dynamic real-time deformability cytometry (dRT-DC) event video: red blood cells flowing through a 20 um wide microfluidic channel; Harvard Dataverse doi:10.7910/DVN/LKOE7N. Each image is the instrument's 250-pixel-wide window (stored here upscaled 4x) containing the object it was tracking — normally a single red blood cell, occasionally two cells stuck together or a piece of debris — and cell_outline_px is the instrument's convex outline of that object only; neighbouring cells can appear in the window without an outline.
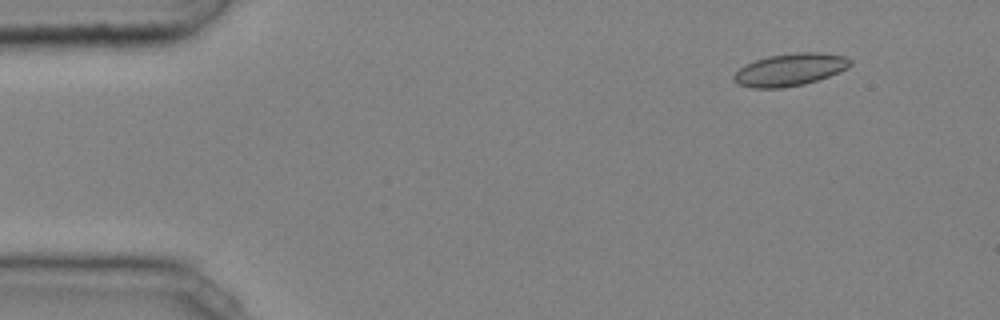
{"species": "common noctule bat (a hibernating species)", "species_latin": "Nyctalus noctula", "temperature_condition": "cold", "stored_images_in_passage": 43, "camera_frame_rate_fps": 3000, "um_per_image_px": 0.085, "animal": {"sex": "male", "body_mass_g": 20.4}, "frame": {"image": 1, "passage_image": 5, "time_ms": 1.333, "image_size_px": [1000, 320], "cell_outline_px": [[852, 64], [848, 68], [840, 72], [804, 84], [780, 88], [752, 88], [736, 84], [732, 80], [732, 76], [744, 64], [768, 56], [796, 52], [820, 52], [844, 56], [852, 60]], "centroid_in_image_um": [67.13, 5.92], "position_along_channel_um": 17.9, "area_um2": 22.14}}
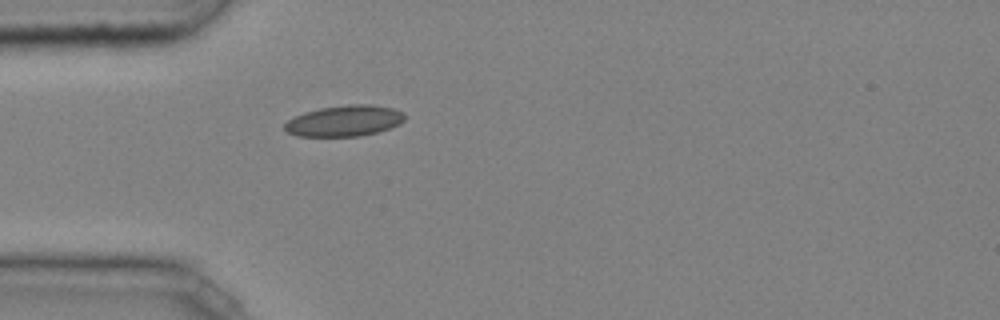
{"frame": {"image": 2, "passage_image": 14, "time_ms": 4.333, "image_size_px": [1000, 320], "cell_outline_px": [[404, 120], [400, 124], [376, 132], [360, 136], [296, 136], [288, 132], [284, 128], [284, 124], [288, 120], [304, 112], [320, 108], [348, 104], [372, 104], [392, 108], [404, 112]], "centroid_in_image_um": [29.28, 10.26], "position_along_channel_um": 55.7, "area_um2": 21.62}}
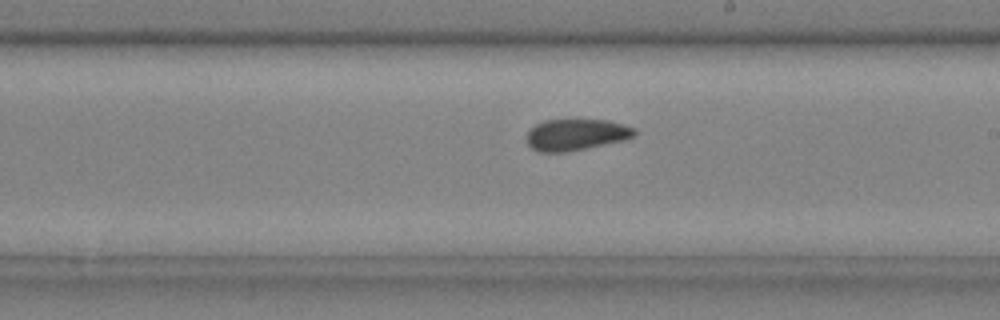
{"frame": {"image": 3, "passage_image": 28, "time_ms": 9.0, "image_size_px": [1000, 320], "cell_outline_px": [[636, 136], [624, 140], [568, 152], [540, 152], [532, 148], [528, 144], [528, 132], [536, 124], [544, 120], [608, 120], [624, 124], [636, 128]], "centroid_in_image_um": [49.01, 11.44], "position_along_channel_um": 240.0, "area_um2": 19.71}, "authors_computed_cell_mechanics": {"area_um2": 20.2878, "velocity_mm_per_s": 4.0534, "shape_relaxation_time_tau1_ms": null, "shape_relaxation_time_tau2_ms": 1.7992, "deformation_change_tau1": null, "deformation_change_tau2": 0.0547}}